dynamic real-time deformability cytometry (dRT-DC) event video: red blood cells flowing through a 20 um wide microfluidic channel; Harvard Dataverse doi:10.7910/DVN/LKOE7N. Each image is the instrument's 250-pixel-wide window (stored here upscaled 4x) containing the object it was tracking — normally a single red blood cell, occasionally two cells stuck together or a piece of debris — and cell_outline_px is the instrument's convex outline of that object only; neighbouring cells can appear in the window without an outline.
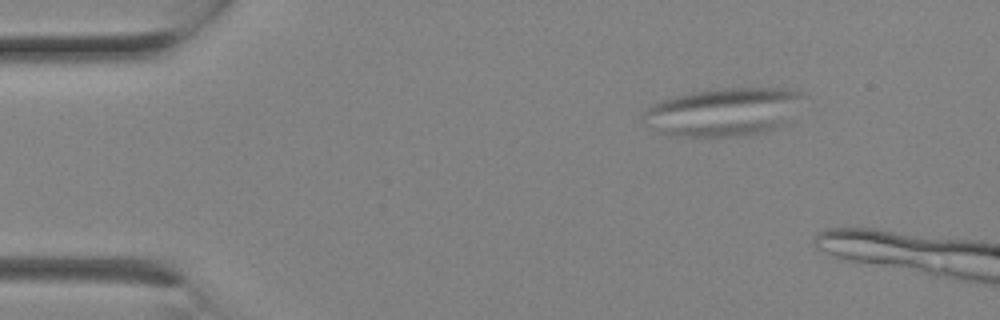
{"species": "Egyptian fruit bat (a non-hibernating species)", "species_latin": "Rousettus aegyptiacus", "temperature_condition": "room temperature", "stored_images_in_passage": 2, "camera_frame_rate_fps": 3000, "um_per_image_px": 0.085, "animal": {"sex": "female"}, "frame": {"image": 1, "passage_image": 1, "time_ms": 0.0, "image_size_px": [1000, 320], "cell_outline_px": [[804, 92], [784, 124], [780, 128], [748, 136], [676, 136], [664, 132], [640, 116], [644, 108], [660, 100], [692, 92], [724, 88], [788, 88]], "centroid_in_image_um": [61.5, 9.5], "position_along_channel_um": 23.5, "area_um2": 44.27}}